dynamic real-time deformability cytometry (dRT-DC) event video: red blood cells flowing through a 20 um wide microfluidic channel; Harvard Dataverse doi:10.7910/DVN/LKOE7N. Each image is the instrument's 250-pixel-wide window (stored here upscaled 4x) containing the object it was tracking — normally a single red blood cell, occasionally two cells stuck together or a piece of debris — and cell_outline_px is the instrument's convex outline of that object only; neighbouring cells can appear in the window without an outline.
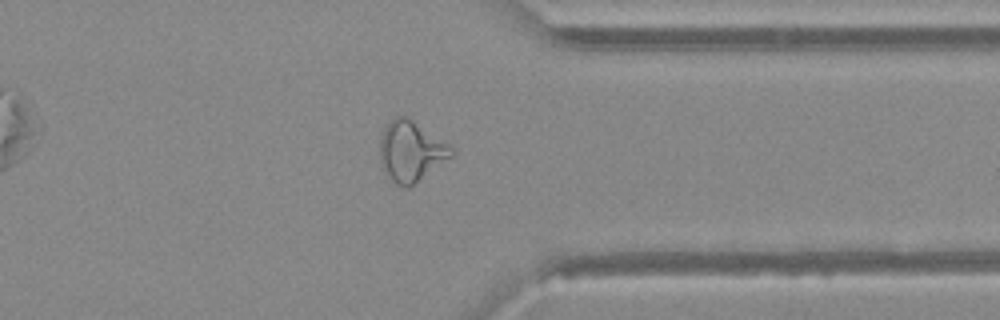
{"species": "Egyptian fruit bat (a non-hibernating species)", "species_latin": "Rousettus aegyptiacus", "temperature_condition": "warm", "stored_images_in_passage": 36, "camera_frame_rate_fps": 3000, "um_per_image_px": 0.085, "animal": {"sex": "female"}, "frame": {"image": 1, "passage_image": 26, "time_ms": 8.333, "image_size_px": [1000, 320], "cell_outline_px": [[456, 152], [452, 156], [408, 188], [396, 184], [388, 176], [380, 160], [380, 136], [384, 128], [396, 116], [408, 116], [448, 144]], "centroid_in_image_um": [34.92, 12.84], "position_along_channel_um": 376.5, "area_um2": 24.8}}